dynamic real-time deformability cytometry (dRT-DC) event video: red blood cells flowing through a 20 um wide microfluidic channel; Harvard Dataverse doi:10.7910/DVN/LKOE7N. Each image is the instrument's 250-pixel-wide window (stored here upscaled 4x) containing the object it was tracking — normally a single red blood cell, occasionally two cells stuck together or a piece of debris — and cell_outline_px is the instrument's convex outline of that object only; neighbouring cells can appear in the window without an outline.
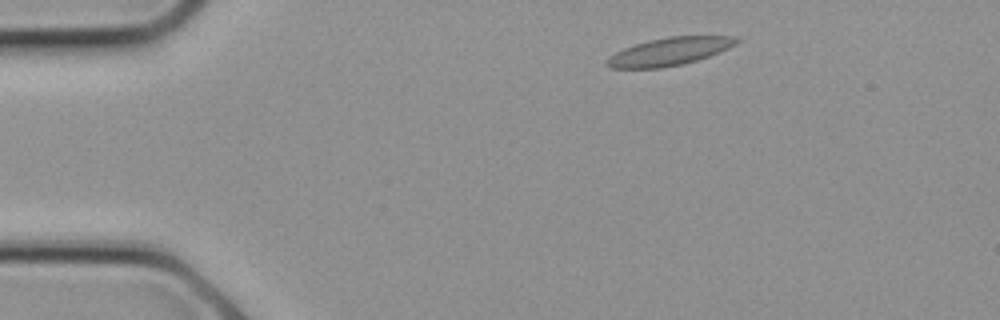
{"species": "common noctule bat (a hibernating species)", "species_latin": "Nyctalus noctula", "temperature_condition": "cold", "stored_images_in_passage": 7, "camera_frame_rate_fps": 3000, "um_per_image_px": 0.085, "animal": {"sex": "female", "body_mass_g": 21.9}, "frame": {"image": 1, "passage_image": 1, "time_ms": 0.0, "image_size_px": [1000, 320], "cell_outline_px": [[740, 40], [736, 44], [720, 52], [684, 64], [660, 68], [608, 68], [604, 64], [604, 60], [608, 56], [624, 48], [648, 40], [668, 36], [736, 36]], "centroid_in_image_um": [56.86, 4.38], "position_along_channel_um": 28.1, "area_um2": 21.15}}
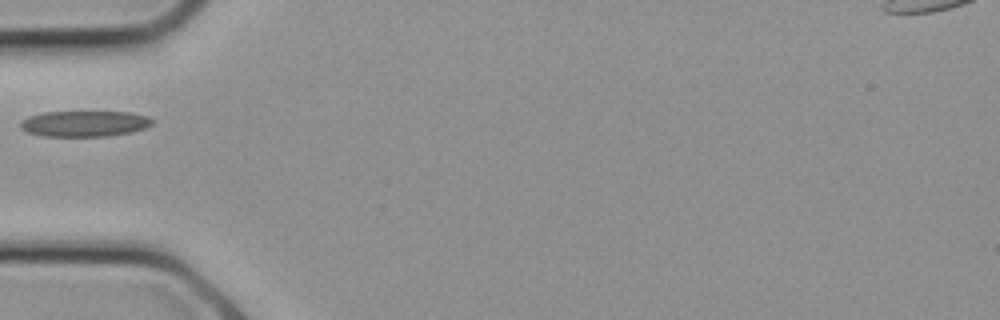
{"frame": {"image": 2, "passage_image": 5, "time_ms": 1.333, "image_size_px": [1000, 320], "cell_outline_px": [[156, 120], [152, 124], [144, 128], [132, 132], [104, 136], [44, 136], [28, 132], [20, 128], [20, 120], [28, 116], [44, 112], [128, 112], [148, 116]], "centroid_in_image_um": [7.18, 10.5], "position_along_channel_um": 77.8, "area_um2": 19.88}}
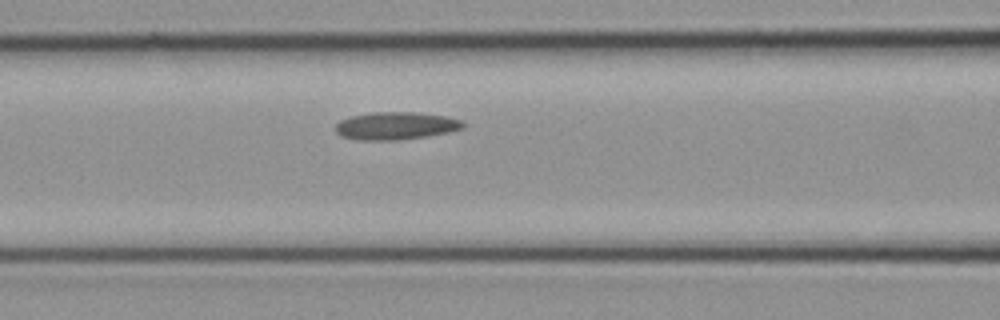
{"frame": {"image": 3, "passage_image": 7, "time_ms": 2.0, "image_size_px": [1000, 320], "cell_outline_px": [[464, 128], [448, 132], [428, 136], [396, 140], [356, 140], [340, 136], [336, 132], [336, 124], [340, 120], [352, 116], [372, 112], [416, 112], [448, 116], [464, 120]], "centroid_in_image_um": [33.66, 10.69], "position_along_channel_um": 132.9, "area_um2": 20.75}}